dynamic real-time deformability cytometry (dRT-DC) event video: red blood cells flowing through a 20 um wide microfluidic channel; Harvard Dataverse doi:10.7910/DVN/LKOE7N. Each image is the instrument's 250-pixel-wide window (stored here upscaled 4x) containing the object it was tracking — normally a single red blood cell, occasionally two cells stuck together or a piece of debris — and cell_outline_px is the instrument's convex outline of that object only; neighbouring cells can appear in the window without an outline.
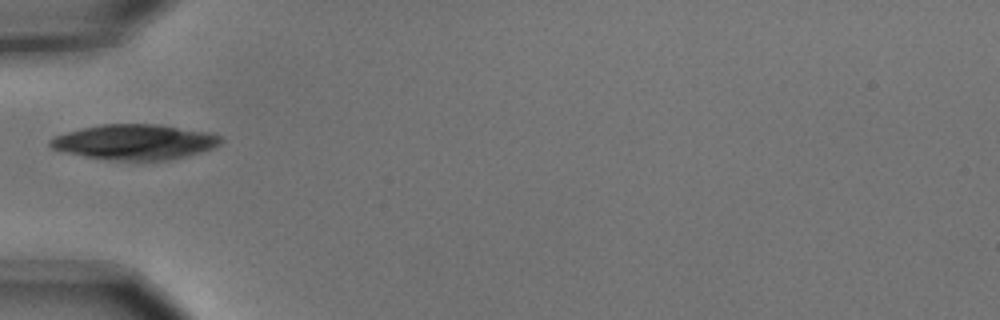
{"species": "common noctule bat (a hibernating species)", "species_latin": "Nyctalus noctula", "temperature_condition": "cold", "stored_images_in_passage": 4, "camera_frame_rate_fps": 3000, "um_per_image_px": 0.085, "animal": {"sex": "male", "body_mass_g": 15.6}, "frame": {"image": 1, "passage_image": 4, "time_ms": 1.0, "image_size_px": [1000, 320], "cell_outline_px": [[224, 140], [220, 144], [212, 148], [188, 156], [168, 160], [108, 160], [84, 156], [52, 148], [48, 144], [48, 140], [56, 136], [68, 132], [100, 124], [156, 124], [208, 132], [220, 136]], "centroid_in_image_um": [11.48, 12.07], "position_along_channel_um": 73.5, "area_um2": 34.8}}